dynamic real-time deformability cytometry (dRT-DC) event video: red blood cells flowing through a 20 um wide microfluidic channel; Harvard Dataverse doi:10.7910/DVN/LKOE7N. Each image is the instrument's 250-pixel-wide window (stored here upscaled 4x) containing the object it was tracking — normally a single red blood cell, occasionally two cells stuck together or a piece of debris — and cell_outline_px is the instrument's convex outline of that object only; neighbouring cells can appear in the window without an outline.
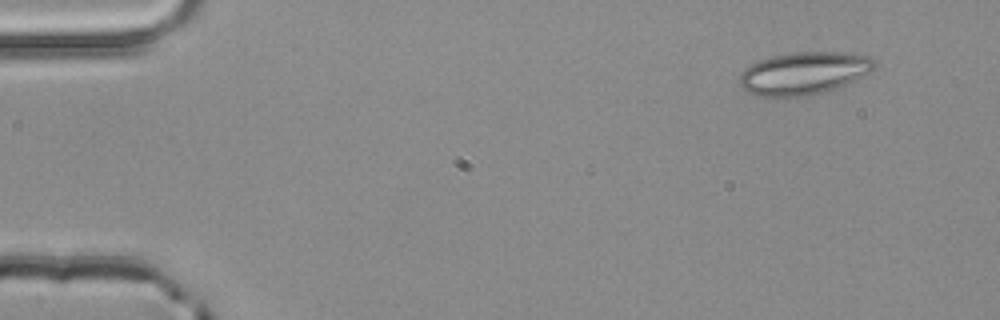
{"species": "common noctule bat (a hibernating species)", "species_latin": "Nyctalus noctula", "temperature_condition": "room temperature", "stored_images_in_passage": 3, "camera_frame_rate_fps": 3000, "um_per_image_px": 0.085, "animal": {"sex": "male", "body_mass_g": 20.4}, "frame": {"image": 1, "passage_image": 3, "time_ms": 0.667, "image_size_px": [1000, 320], "cell_outline_px": [[876, 64], [872, 72], [836, 88], [812, 96], [776, 100], [756, 96], [748, 92], [740, 84], [740, 72], [744, 68], [760, 60], [772, 56], [792, 52], [844, 52], [868, 56], [876, 60]], "centroid_in_image_um": [68.3, 6.27], "position_along_channel_um": 16.7, "area_um2": 34.39}}